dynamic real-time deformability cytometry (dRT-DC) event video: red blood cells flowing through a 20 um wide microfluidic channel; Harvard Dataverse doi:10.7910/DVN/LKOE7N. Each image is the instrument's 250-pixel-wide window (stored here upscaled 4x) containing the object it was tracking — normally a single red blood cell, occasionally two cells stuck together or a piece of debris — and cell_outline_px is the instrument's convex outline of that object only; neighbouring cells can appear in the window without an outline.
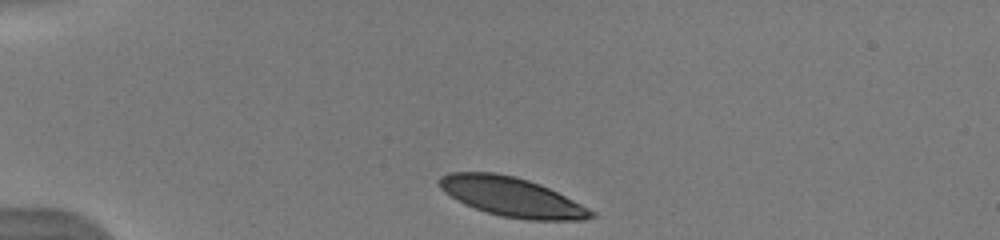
{"species": "human", "species_latin": "Homo sapiens", "temperature_condition": "warm", "stored_images_in_passage": 40, "camera_frame_rate_fps": 3000, "um_per_image_px": 0.085, "donor": {"sex": "male"}, "frame": {"image": 1, "passage_image": 1, "time_ms": 0.0, "image_size_px": [1000, 240], "cell_outline_px": [[596, 216], [584, 220], [528, 220], [500, 216], [476, 208], [444, 192], [440, 188], [436, 180], [440, 176], [448, 172], [496, 172], [516, 176], [540, 184], [596, 212]], "centroid_in_image_um": [43.49, 16.72], "position_along_channel_um": 41.5, "area_um2": 34.51}}
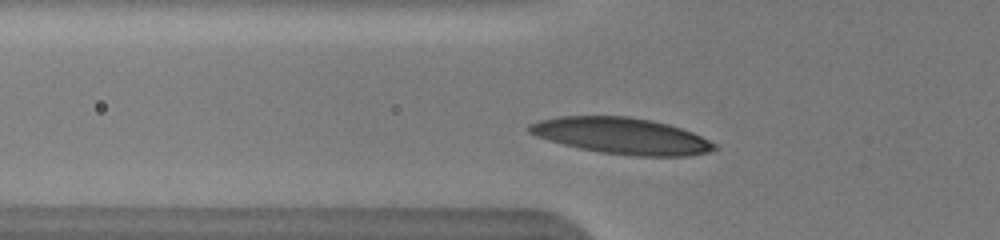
{"frame": {"image": 2, "passage_image": 7, "time_ms": 2.0, "image_size_px": [1000, 240], "cell_outline_px": [[716, 148], [708, 152], [688, 156], [636, 156], [600, 152], [580, 148], [548, 140], [536, 136], [528, 132], [528, 124], [540, 120], [560, 116], [628, 116], [652, 120], [668, 124], [692, 132], [716, 144]], "centroid_in_image_um": [52.82, 11.54], "position_along_channel_um": 73.0, "area_um2": 38.96}, "authors_computed_cell_mechanics": {"area_um2": 36.7897, "velocity_mm_per_s": 3.8965, "shape_relaxation_time_tau1_ms": 2.4606, "shape_relaxation_time_tau2_ms": null, "deformation_change_tau1": 0.1238, "deformation_change_tau2": null}}